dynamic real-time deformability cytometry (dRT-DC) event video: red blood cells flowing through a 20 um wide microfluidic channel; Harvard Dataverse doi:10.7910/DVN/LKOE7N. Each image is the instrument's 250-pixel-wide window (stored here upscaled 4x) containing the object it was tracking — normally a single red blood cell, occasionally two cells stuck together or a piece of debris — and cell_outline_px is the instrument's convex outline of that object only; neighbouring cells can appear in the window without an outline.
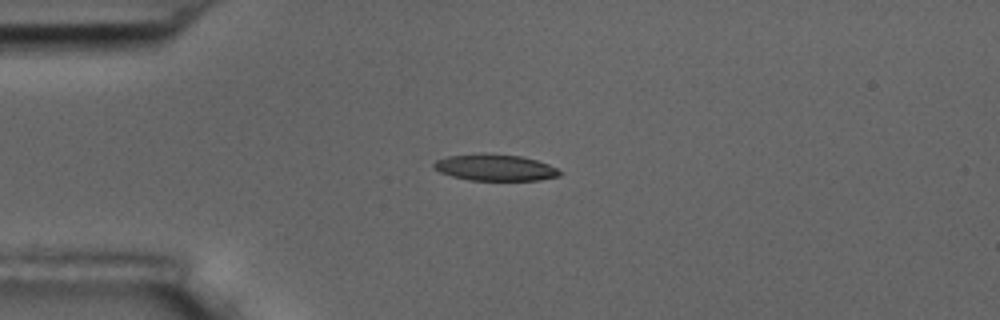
{"species": "common noctule bat (a hibernating species)", "species_latin": "Nyctalus noctula", "temperature_condition": "room temperature", "stored_images_in_passage": 10, "camera_frame_rate_fps": 3000, "um_per_image_px": 0.085, "animal": {"sex": "male", "body_mass_g": 17.5, "forearm_length_mm": 52.3}, "frame": {"image": 1, "passage_image": 4, "time_ms": 4.333, "image_size_px": [1000, 320], "cell_outline_px": [[564, 172], [560, 176], [540, 180], [468, 180], [452, 176], [440, 172], [432, 168], [432, 164], [436, 160], [448, 156], [520, 156], [536, 160], [548, 164]], "centroid_in_image_um": [42.12, 14.29], "position_along_channel_um": 42.9, "area_um2": 18.61}}
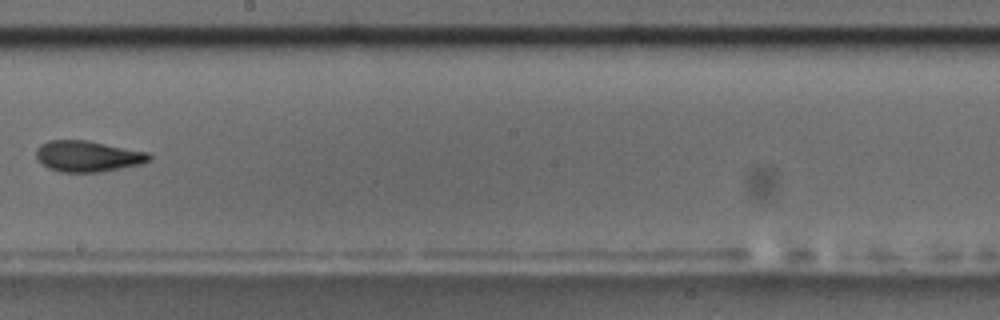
{"frame": {"image": 2, "passage_image": 9, "time_ms": 10.333, "image_size_px": [1000, 320], "cell_outline_px": [[152, 160], [140, 164], [100, 172], [60, 172], [48, 168], [40, 164], [36, 160], [36, 148], [40, 144], [48, 140], [88, 140], [148, 152], [152, 156]], "centroid_in_image_um": [7.42, 13.28], "position_along_channel_um": 240.8, "area_um2": 20.69}}
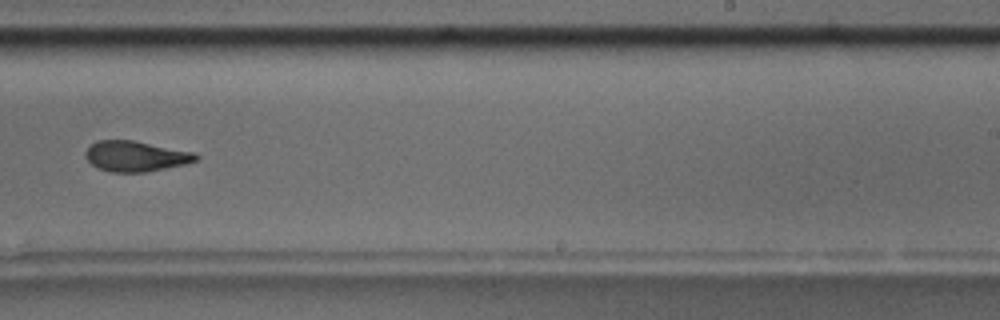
{"frame": {"image": 3, "passage_image": 10, "time_ms": 11.333, "image_size_px": [1000, 320], "cell_outline_px": [[200, 160], [184, 164], [144, 172], [112, 172], [96, 168], [84, 156], [84, 152], [96, 140], [132, 140], [196, 152], [200, 156]], "centroid_in_image_um": [11.55, 13.27], "position_along_channel_um": 277.5, "area_um2": 19.71}}